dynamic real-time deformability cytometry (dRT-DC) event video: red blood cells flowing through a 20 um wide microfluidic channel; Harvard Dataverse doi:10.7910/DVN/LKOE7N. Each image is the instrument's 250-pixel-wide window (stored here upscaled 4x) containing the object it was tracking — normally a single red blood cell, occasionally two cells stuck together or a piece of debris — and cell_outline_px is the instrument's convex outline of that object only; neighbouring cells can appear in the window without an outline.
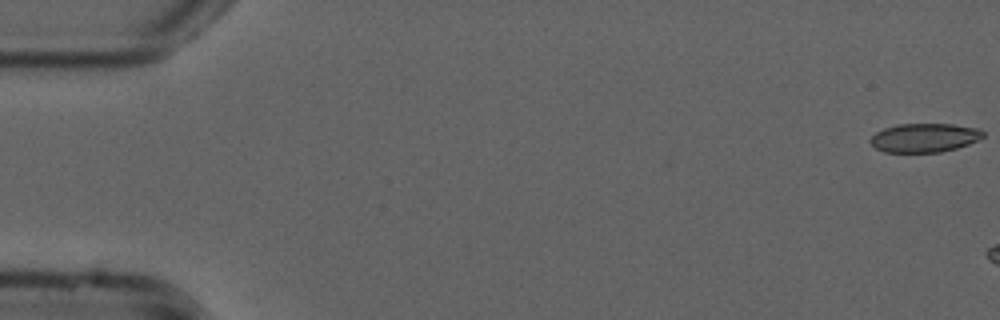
{"species": "common noctule bat (a hibernating species)", "species_latin": "Nyctalus noctula", "temperature_condition": "cold", "stored_images_in_passage": 7, "camera_frame_rate_fps": 3000, "um_per_image_px": 0.085, "animal": {"sex": "male", "forearm_length_mm": 52.5}, "frame": {"image": 1, "passage_image": 1, "time_ms": 0.0, "image_size_px": [1000, 320], "cell_outline_px": [[984, 136], [968, 144], [956, 148], [940, 152], [884, 152], [876, 148], [868, 140], [876, 132], [884, 128], [900, 124], [952, 124], [980, 128], [984, 132]], "centroid_in_image_um": [78.57, 11.7], "position_along_channel_um": 6.4, "area_um2": 18.9}}